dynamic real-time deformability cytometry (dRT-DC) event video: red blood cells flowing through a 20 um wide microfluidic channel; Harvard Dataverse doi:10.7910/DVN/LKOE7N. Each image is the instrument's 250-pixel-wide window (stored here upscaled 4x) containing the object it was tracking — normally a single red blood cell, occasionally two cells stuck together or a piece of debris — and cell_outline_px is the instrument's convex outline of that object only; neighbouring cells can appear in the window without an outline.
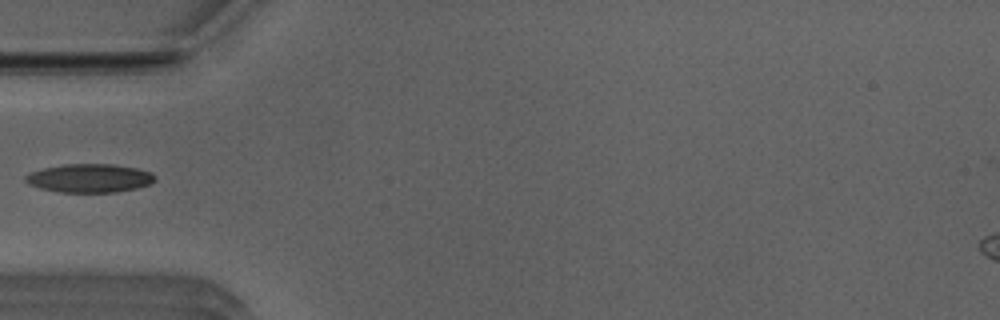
{"species": "Egyptian fruit bat (a non-hibernating species)", "species_latin": "Rousettus aegyptiacus", "temperature_condition": "room temperature", "stored_images_in_passage": 21, "camera_frame_rate_fps": 3000, "um_per_image_px": 0.085, "animal": {"sex": "male"}, "frame": {"image": 1, "passage_image": 1, "time_ms": 0.0, "image_size_px": [1000, 320], "cell_outline_px": [[156, 180], [148, 184], [136, 188], [116, 192], [60, 192], [40, 188], [28, 184], [24, 180], [24, 176], [32, 172], [44, 168], [64, 164], [112, 164], [136, 168], [152, 172], [156, 176]], "centroid_in_image_um": [7.61, 15.14], "position_along_channel_um": 77.4, "area_um2": 21.5}}
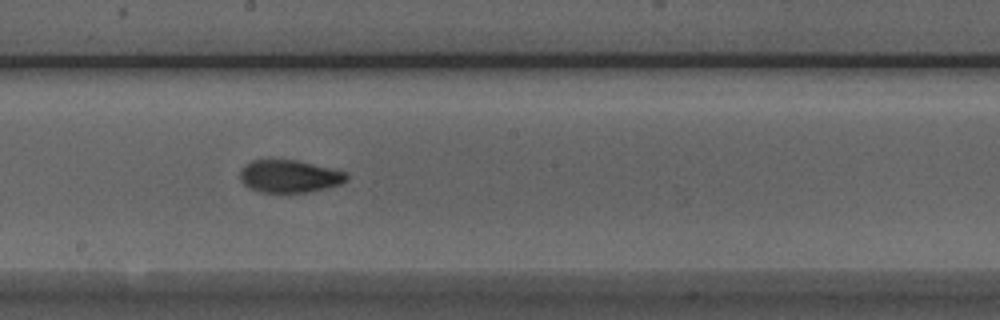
{"frame": {"image": 2, "passage_image": 12, "time_ms": 3.667, "image_size_px": [1000, 320], "cell_outline_px": [[348, 180], [340, 184], [308, 192], [260, 192], [248, 188], [240, 180], [240, 168], [244, 164], [252, 160], [272, 156], [296, 160], [348, 172]], "centroid_in_image_um": [24.53, 14.93], "position_along_channel_um": 223.7, "area_um2": 20.92}}